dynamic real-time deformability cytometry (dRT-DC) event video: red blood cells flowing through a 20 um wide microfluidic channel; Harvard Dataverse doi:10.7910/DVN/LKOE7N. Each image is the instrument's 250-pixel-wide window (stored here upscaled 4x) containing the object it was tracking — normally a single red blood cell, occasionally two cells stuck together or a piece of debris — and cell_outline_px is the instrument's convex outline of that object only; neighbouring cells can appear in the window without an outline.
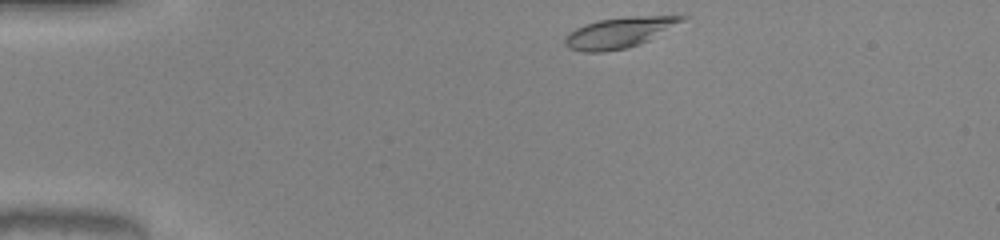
{"species": "common noctule bat (a hibernating species)", "species_latin": "Nyctalus noctula", "temperature_condition": "warm", "stored_images_in_passage": 34, "camera_frame_rate_fps": 3000, "um_per_image_px": 0.085, "animal": {"sex": "male", "body_mass_g": 20.0, "forearm_length_mm": 53.3}, "frame": {"image": 1, "passage_image": 1, "time_ms": 0.0, "image_size_px": [1000, 240], "cell_outline_px": [[684, 20], [648, 40], [624, 48], [600, 52], [584, 52], [568, 48], [564, 44], [564, 40], [576, 28], [600, 20], [632, 16], [684, 16]], "centroid_in_image_um": [52.59, 2.78], "position_along_channel_um": 32.4, "area_um2": 19.94}}
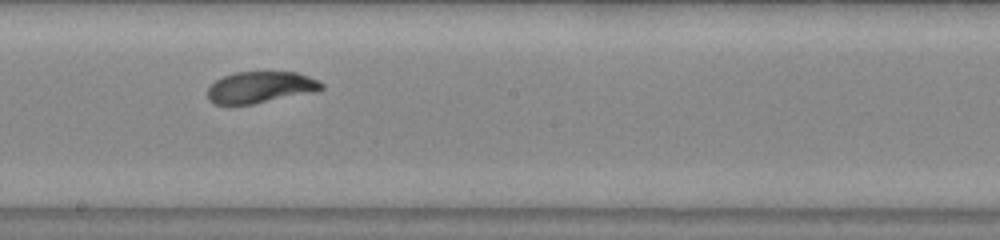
{"frame": {"image": 2, "passage_image": 20, "time_ms": 6.333, "image_size_px": [1000, 240], "cell_outline_px": [[324, 88], [312, 92], [252, 104], [212, 104], [208, 100], [208, 88], [216, 80], [224, 76], [236, 72], [296, 72], [308, 76], [324, 84]], "centroid_in_image_um": [22.11, 7.41], "position_along_channel_um": 226.1, "area_um2": 20.63}}
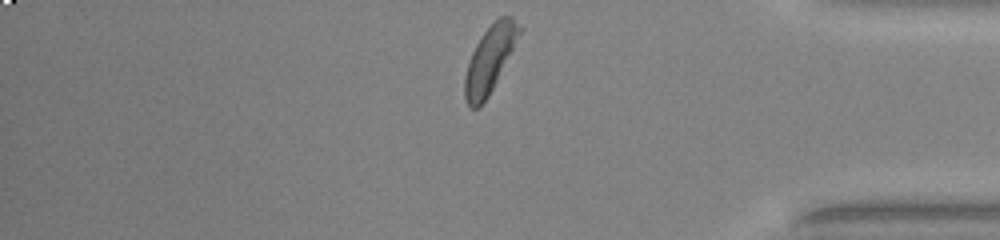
{"frame": {"image": 3, "passage_image": 34, "time_ms": 11.0, "image_size_px": [1000, 240], "cell_outline_px": [[524, 28], [488, 96], [476, 108], [468, 108], [464, 96], [464, 76], [472, 52], [476, 44], [484, 32], [500, 16], [512, 16]], "centroid_in_image_um": [41.64, 5.01], "position_along_channel_um": 393.6, "area_um2": 20.81}, "authors_computed_cell_mechanics": {"area_um2": 21.4149, "velocity_mm_per_s": 4.0561, "shape_relaxation_time_tau1_ms": 2.4702, "shape_relaxation_time_tau2_ms": 4.7144, "deformation_change_tau1": 0.125, "deformation_change_tau2": 0.0772}}